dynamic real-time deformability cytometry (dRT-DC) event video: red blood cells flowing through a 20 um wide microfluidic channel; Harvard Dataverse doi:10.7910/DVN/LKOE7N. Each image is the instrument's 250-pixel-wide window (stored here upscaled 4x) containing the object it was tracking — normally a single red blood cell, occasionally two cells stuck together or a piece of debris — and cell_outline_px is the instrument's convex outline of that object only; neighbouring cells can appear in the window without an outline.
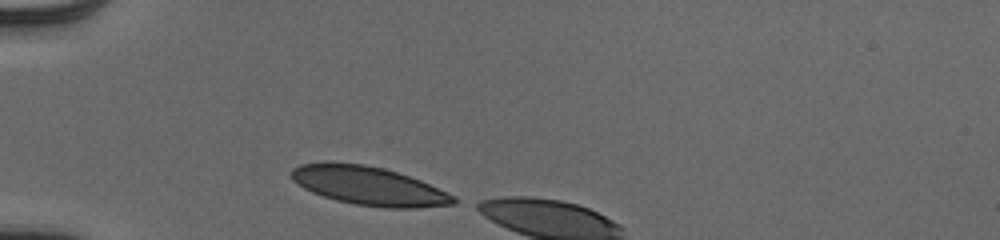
{"species": "human", "species_latin": "Homo sapiens", "temperature_condition": "cold", "stored_images_in_passage": 4, "camera_frame_rate_fps": 3000, "um_per_image_px": 0.085, "donor": {"sex": "male"}, "frame": {"image": 1, "passage_image": 1, "time_ms": 0.0, "image_size_px": [1000, 240], "cell_outline_px": [[456, 204], [416, 208], [384, 208], [356, 204], [336, 200], [312, 192], [304, 188], [292, 180], [288, 172], [292, 168], [300, 164], [364, 164], [384, 168], [420, 180], [448, 192], [456, 196]], "centroid_in_image_um": [31.38, 15.82], "position_along_channel_um": 53.6, "area_um2": 36.07}}